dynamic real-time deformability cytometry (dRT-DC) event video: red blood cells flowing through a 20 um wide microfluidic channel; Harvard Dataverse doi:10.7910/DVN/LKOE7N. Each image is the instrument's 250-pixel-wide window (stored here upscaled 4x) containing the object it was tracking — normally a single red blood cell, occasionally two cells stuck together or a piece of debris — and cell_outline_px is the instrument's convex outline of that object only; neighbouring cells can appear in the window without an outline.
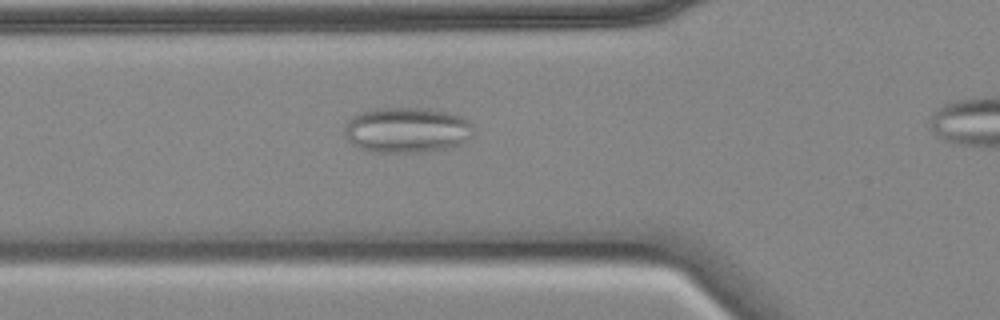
{"species": "common noctule bat (a hibernating species)", "species_latin": "Nyctalus noctula", "temperature_condition": "cold", "stored_images_in_passage": 33, "camera_frame_rate_fps": 3000, "um_per_image_px": 0.085, "animal": {"sex": "female", "body_mass_g": 18.4}, "frame": {"image": 1, "passage_image": 6, "time_ms": 1.667, "image_size_px": [1000, 320], "cell_outline_px": [[476, 132], [472, 136], [456, 148], [424, 152], [372, 152], [360, 148], [352, 144], [344, 136], [344, 128], [348, 120], [352, 116], [360, 112], [372, 108], [428, 108], [448, 112], [464, 116], [472, 124]], "centroid_in_image_um": [34.63, 11.05], "position_along_channel_um": 91.2, "area_um2": 35.08}}
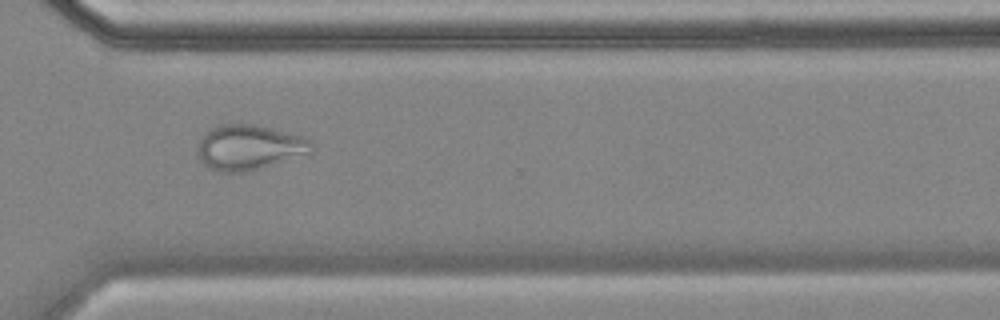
{"frame": {"image": 2, "passage_image": 28, "time_ms": 9.0, "image_size_px": [1000, 320], "cell_outline_px": [[316, 148], [312, 152], [248, 172], [220, 172], [208, 168], [200, 160], [200, 140], [212, 128], [220, 124], [252, 124], [304, 136], [312, 140]], "centroid_in_image_um": [21.24, 12.53], "position_along_channel_um": 349.4, "area_um2": 29.71}}